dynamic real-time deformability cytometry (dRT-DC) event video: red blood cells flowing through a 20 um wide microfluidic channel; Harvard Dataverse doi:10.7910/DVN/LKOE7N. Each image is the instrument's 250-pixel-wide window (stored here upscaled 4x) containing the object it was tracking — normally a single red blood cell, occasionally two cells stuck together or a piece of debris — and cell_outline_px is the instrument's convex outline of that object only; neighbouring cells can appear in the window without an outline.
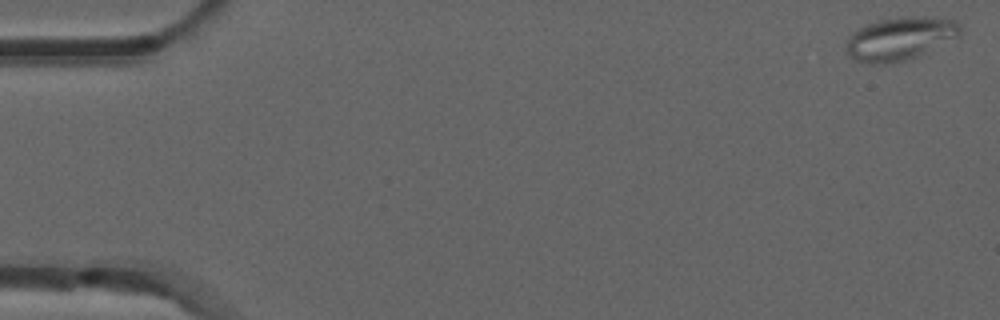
{"species": "common noctule bat (a hibernating species)", "species_latin": "Nyctalus noctula", "temperature_condition": "room temperature", "stored_images_in_passage": 4, "camera_frame_rate_fps": 3000, "um_per_image_px": 0.085, "animal": {"sex": "male", "forearm_length_mm": 52.5}, "frame": {"image": 1, "passage_image": 1, "time_ms": 0.0, "image_size_px": [1000, 320], "cell_outline_px": [[960, 36], [916, 56], [904, 60], [884, 64], [868, 64], [856, 60], [848, 56], [844, 44], [848, 36], [852, 32], [868, 24], [880, 20], [904, 16], [912, 16], [956, 20], [960, 24]], "centroid_in_image_um": [76.45, 3.29], "position_along_channel_um": 8.6, "area_um2": 28.5}}